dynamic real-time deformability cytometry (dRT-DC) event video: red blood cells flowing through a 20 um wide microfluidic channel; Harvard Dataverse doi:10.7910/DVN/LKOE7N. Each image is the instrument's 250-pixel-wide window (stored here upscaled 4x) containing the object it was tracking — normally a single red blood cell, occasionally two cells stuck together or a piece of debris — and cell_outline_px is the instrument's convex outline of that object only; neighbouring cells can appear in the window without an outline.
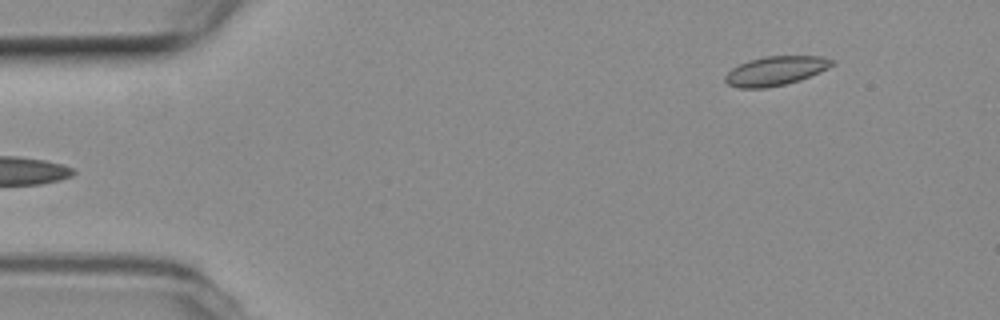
{"species": "common noctule bat (a hibernating species)", "species_latin": "Nyctalus noctula", "temperature_condition": "room temperature", "stored_images_in_passage": 46, "camera_frame_rate_fps": 3000, "um_per_image_px": 0.085, "animal": {"sex": "female", "body_mass_g": 19.3, "forearm_length_mm": 54.1}, "frame": {"image": 1, "passage_image": 1, "time_ms": 0.0, "image_size_px": [1000, 320], "cell_outline_px": [[836, 64], [820, 72], [800, 80], [768, 88], [736, 88], [728, 84], [724, 80], [724, 76], [732, 68], [748, 60], [764, 56], [820, 56], [836, 60]], "centroid_in_image_um": [65.94, 6.02], "position_along_channel_um": 19.1, "area_um2": 18.32}}
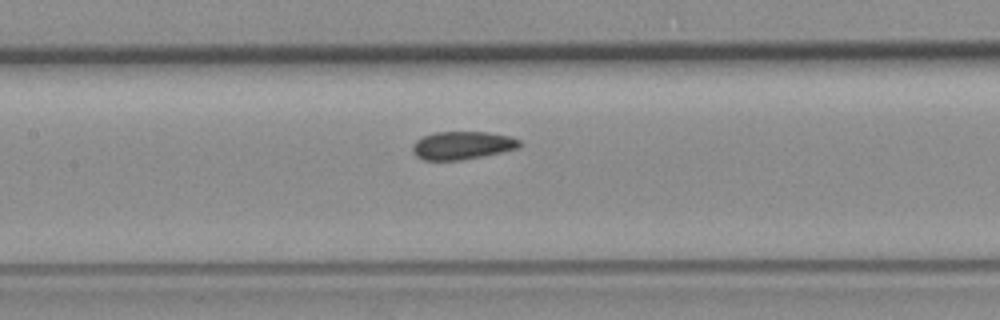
{"frame": {"image": 2, "passage_image": 20, "time_ms": 6.333, "image_size_px": [1000, 320], "cell_outline_px": [[524, 144], [520, 148], [460, 160], [424, 160], [416, 156], [412, 152], [412, 144], [416, 140], [432, 132], [488, 132], [512, 136], [520, 140]], "centroid_in_image_um": [39.31, 12.34], "position_along_channel_um": 168.1, "area_um2": 17.63}}
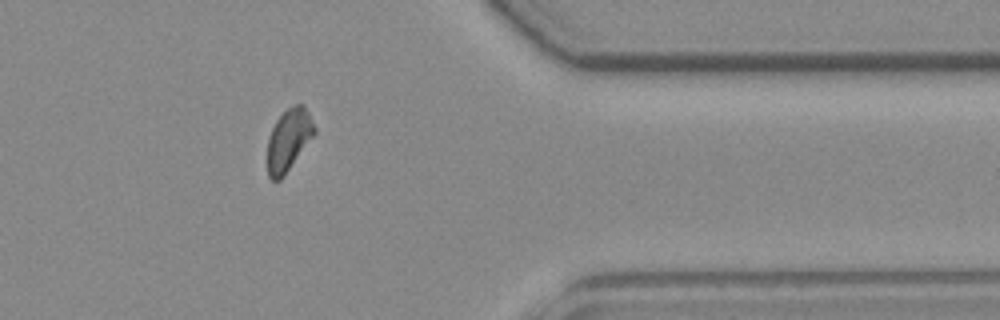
{"frame": {"image": 3, "passage_image": 39, "time_ms": 12.667, "image_size_px": [1000, 320], "cell_outline_px": [[316, 132], [284, 176], [280, 180], [272, 180], [268, 176], [268, 136], [276, 120], [288, 108], [296, 104], [304, 104], [316, 128]], "centroid_in_image_um": [24.54, 11.88], "position_along_channel_um": 386.9, "area_um2": 16.82}, "authors_computed_cell_mechanics": {"area_um2": 17.629, "velocity_mm_per_s": 3.7608, "shape_relaxation_time_tau1_ms": null, "shape_relaxation_time_tau2_ms": 2.3834, "deformation_change_tau1": null, "deformation_change_tau2": 0.0798}}